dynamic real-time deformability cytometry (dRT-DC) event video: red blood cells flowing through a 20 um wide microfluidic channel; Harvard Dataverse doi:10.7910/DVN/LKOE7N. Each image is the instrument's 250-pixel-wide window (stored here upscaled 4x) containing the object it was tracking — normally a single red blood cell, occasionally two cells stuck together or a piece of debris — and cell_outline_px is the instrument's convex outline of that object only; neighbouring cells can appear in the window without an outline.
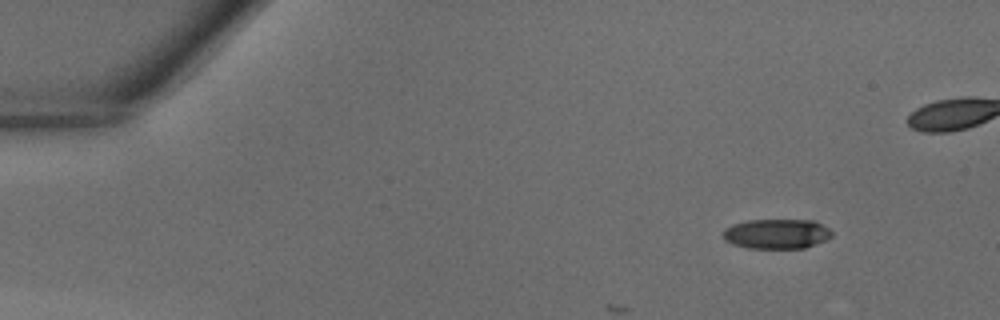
{"species": "common noctule bat (a hibernating species)", "species_latin": "Nyctalus noctula", "temperature_condition": "warm", "stored_images_in_passage": 6, "camera_frame_rate_fps": 3000, "um_per_image_px": 0.085, "animal": {"sex": "male", "body_mass_g": 18.8}, "frame": {"image": 1, "passage_image": 1, "time_ms": 0.0, "image_size_px": [1000, 320], "cell_outline_px": [[832, 236], [824, 240], [804, 248], [748, 248], [732, 244], [724, 240], [724, 228], [732, 224], [748, 220], [812, 220], [828, 228], [832, 232]], "centroid_in_image_um": [65.98, 19.87], "position_along_channel_um": 19.0, "area_um2": 18.79}}